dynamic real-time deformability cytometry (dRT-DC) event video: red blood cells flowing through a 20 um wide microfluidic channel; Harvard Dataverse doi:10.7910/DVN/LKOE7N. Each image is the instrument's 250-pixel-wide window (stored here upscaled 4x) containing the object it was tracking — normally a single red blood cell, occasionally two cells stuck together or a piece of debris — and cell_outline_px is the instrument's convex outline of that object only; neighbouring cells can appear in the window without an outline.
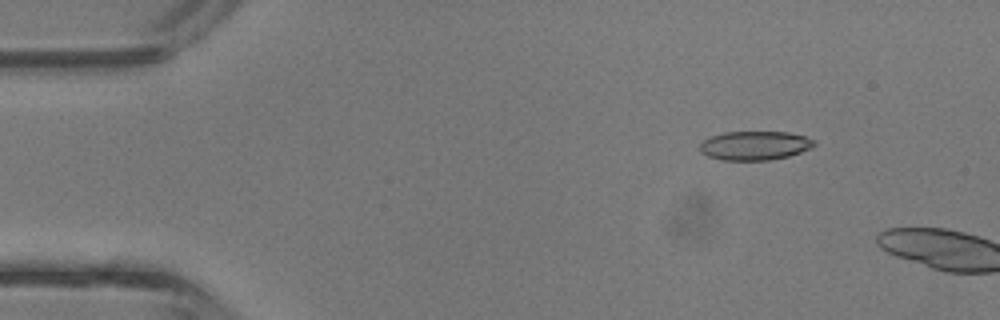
{"species": "common noctule bat (a hibernating species)", "species_latin": "Nyctalus noctula", "temperature_condition": "room temperature", "stored_images_in_passage": 4, "camera_frame_rate_fps": 3000, "um_per_image_px": 0.085, "animal": {"sex": "male", "body_mass_g": 13.3}, "frame": {"image": 1, "passage_image": 2, "time_ms": 0.333, "image_size_px": [1000, 320], "cell_outline_px": [[816, 144], [812, 148], [788, 156], [768, 160], [724, 160], [708, 156], [700, 152], [700, 144], [704, 140], [712, 136], [724, 132], [788, 132], [804, 136], [816, 140]], "centroid_in_image_um": [64.18, 12.37], "position_along_channel_um": 20.8, "area_um2": 19.25}}